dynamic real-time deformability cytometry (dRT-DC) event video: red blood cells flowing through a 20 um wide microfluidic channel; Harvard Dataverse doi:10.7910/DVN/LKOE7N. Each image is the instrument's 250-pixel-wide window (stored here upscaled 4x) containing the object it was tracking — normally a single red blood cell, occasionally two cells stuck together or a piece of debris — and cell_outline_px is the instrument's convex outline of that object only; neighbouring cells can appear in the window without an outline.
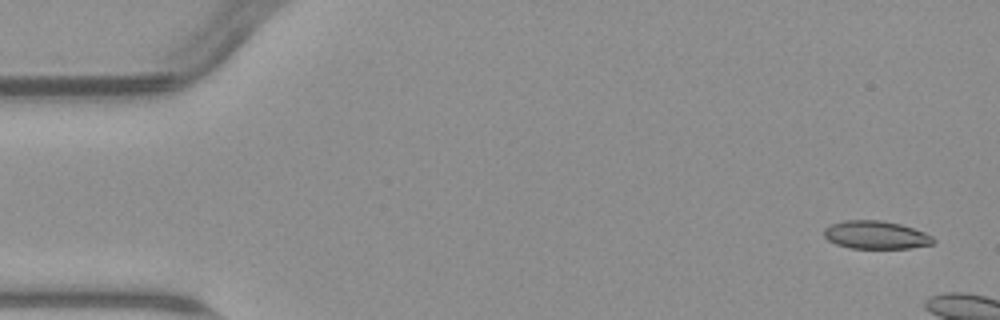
{"species": "common noctule bat (a hibernating species)", "species_latin": "Nyctalus noctula", "temperature_condition": "warm", "stored_images_in_passage": 3, "camera_frame_rate_fps": 3000, "um_per_image_px": 0.085, "animal": {"sex": "male", "body_mass_g": 23.1, "forearm_length_mm": 52.7}, "frame": {"image": 1, "passage_image": 1, "time_ms": 0.0, "image_size_px": [1000, 320], "cell_outline_px": [[936, 240], [932, 244], [912, 248], [852, 248], [836, 244], [828, 240], [824, 236], [824, 228], [832, 224], [844, 220], [880, 220], [900, 224], [924, 232], [932, 236]], "centroid_in_image_um": [74.45, 19.97], "position_along_channel_um": 10.6, "area_um2": 17.8}}